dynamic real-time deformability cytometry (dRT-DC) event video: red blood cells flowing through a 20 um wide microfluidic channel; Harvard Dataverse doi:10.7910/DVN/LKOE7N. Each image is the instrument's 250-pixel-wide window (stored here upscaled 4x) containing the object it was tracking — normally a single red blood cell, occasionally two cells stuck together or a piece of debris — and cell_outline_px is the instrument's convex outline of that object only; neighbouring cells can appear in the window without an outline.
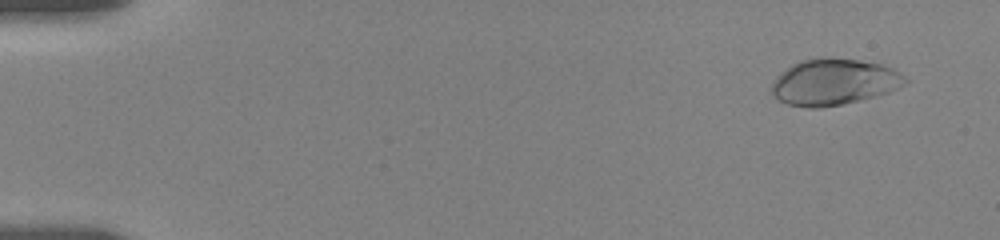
{"species": "human", "species_latin": "Homo sapiens", "temperature_condition": "room temperature", "stored_images_in_passage": 53, "camera_frame_rate_fps": 3000, "um_per_image_px": 0.085, "donor": {"sex": "female"}, "frame": {"image": 1, "passage_image": 5, "time_ms": 1.0, "image_size_px": [1000, 240], "cell_outline_px": [[908, 84], [888, 92], [840, 104], [820, 108], [808, 108], [788, 104], [772, 96], [772, 84], [776, 76], [792, 64], [800, 60], [824, 56], [860, 60], [880, 64], [892, 68], [904, 76], [908, 80]], "centroid_in_image_um": [70.86, 6.95], "position_along_channel_um": 14.1, "area_um2": 35.95}}
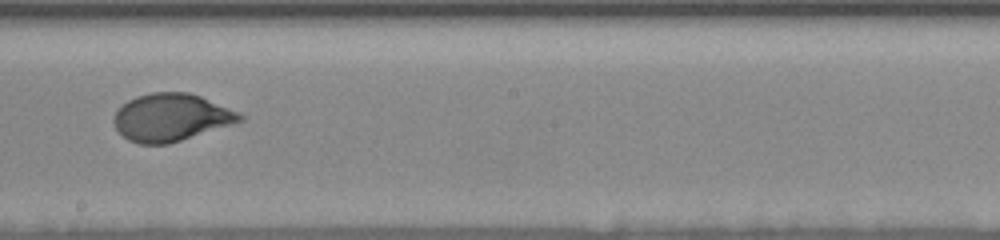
{"frame": {"image": 2, "passage_image": 30, "time_ms": 10.667, "image_size_px": [1000, 240], "cell_outline_px": [[244, 120], [232, 124], [168, 144], [140, 144], [128, 140], [116, 128], [112, 120], [116, 112], [128, 100], [136, 96], [152, 92], [188, 92], [200, 96], [240, 112], [244, 116]], "centroid_in_image_um": [14.55, 9.97], "position_along_channel_um": 233.7, "area_um2": 34.68}}
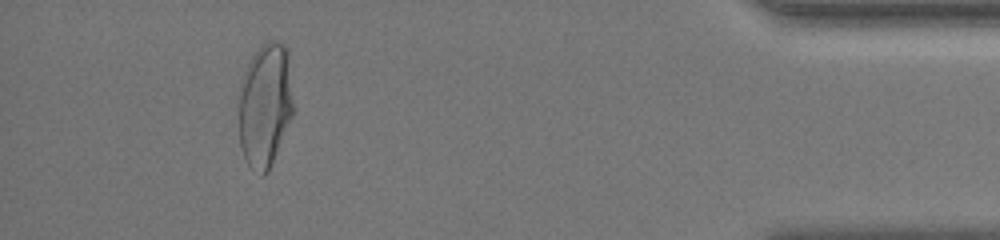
{"frame": {"image": 3, "passage_image": 53, "time_ms": 17.0, "image_size_px": [1000, 240], "cell_outline_px": [[292, 116], [268, 172], [264, 176], [260, 176], [248, 164], [244, 156], [240, 144], [240, 80], [252, 56], [268, 40], [272, 40], [284, 44], [288, 48], [292, 104]], "centroid_in_image_um": [22.53, 8.93], "position_along_channel_um": 412.7, "area_um2": 39.02}, "authors_computed_cell_mechanics": {"area_um2": 35.0846, "velocity_mm_per_s": 3.6216, "shape_relaxation_time_tau1_ms": 4.8611, "shape_relaxation_time_tau2_ms": null, "deformation_change_tau1": 0.179, "deformation_change_tau2": null}}